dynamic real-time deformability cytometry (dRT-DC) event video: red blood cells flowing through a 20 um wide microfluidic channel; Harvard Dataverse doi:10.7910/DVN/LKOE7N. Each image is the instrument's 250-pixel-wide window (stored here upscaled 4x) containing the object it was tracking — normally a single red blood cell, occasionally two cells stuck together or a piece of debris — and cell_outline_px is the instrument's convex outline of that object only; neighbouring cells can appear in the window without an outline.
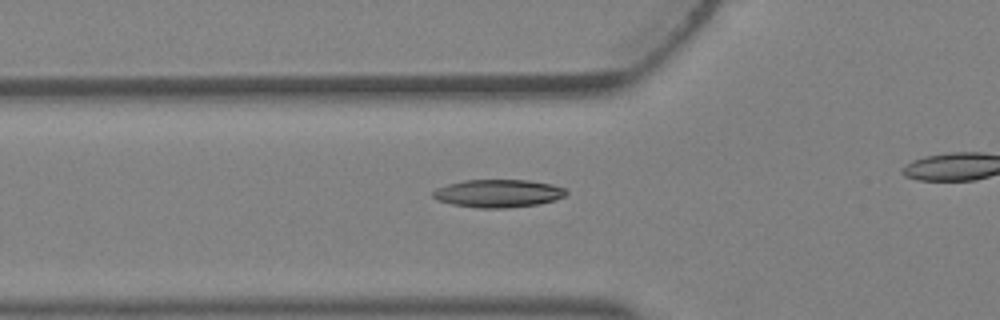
{"species": "Egyptian fruit bat (a non-hibernating species)", "species_latin": "Rousettus aegyptiacus", "temperature_condition": "warm", "stored_images_in_passage": 5, "segment_of_instrument_passage": [1, 2], "camera_frame_rate_fps": 3000, "um_per_image_px": 0.085, "animal": {"sex": "female"}, "frame": {"image": 1, "passage_image": 4, "time_ms": 1.0, "image_size_px": [1000, 320], "cell_outline_px": [[568, 192], [564, 196], [540, 204], [508, 208], [476, 208], [452, 204], [436, 200], [432, 196], [432, 192], [436, 188], [448, 184], [464, 180], [528, 180], [552, 184], [564, 188]], "centroid_in_image_um": [42.32, 16.44], "position_along_channel_um": 83.5, "area_um2": 21.73}}